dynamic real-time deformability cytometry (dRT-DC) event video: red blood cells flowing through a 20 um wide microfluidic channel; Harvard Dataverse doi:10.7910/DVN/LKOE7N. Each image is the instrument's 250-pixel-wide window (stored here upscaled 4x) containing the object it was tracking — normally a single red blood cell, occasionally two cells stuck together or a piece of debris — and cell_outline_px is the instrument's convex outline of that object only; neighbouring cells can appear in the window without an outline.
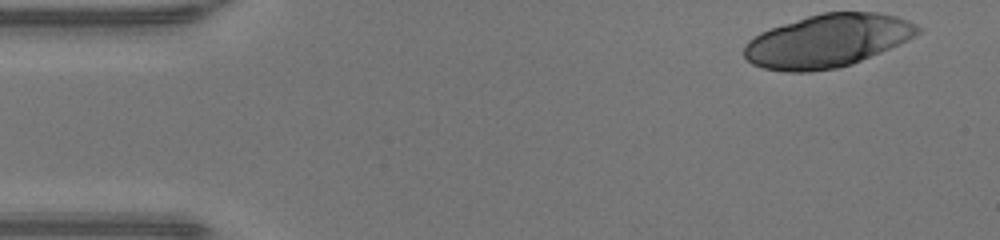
{"species": "human", "species_latin": "Homo sapiens", "temperature_condition": "warm", "stored_images_in_passage": 15, "camera_frame_rate_fps": 3000, "um_per_image_px": 0.085, "donor": {"sex": "male"}, "frame": {"image": 1, "passage_image": 1, "time_ms": 0.0, "image_size_px": [1000, 240], "cell_outline_px": [[924, 28], [920, 32], [908, 40], [852, 64], [836, 68], [808, 72], [784, 72], [764, 68], [752, 64], [744, 56], [744, 48], [748, 40], [760, 32], [808, 16], [824, 12], [880, 12], [896, 16], [908, 20]], "centroid_in_image_um": [70.35, 3.47], "position_along_channel_um": 14.7, "area_um2": 53.47}}
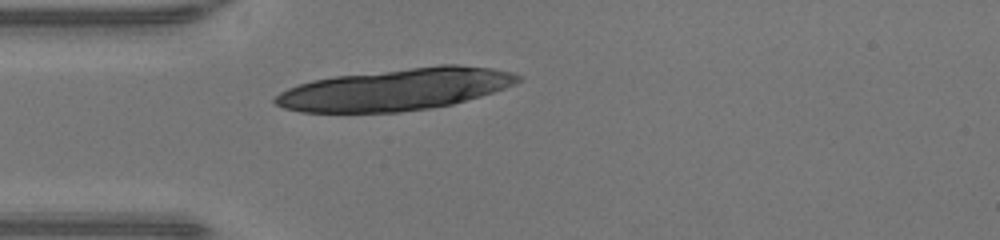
{"frame": {"image": 2, "passage_image": 11, "time_ms": 3.333, "image_size_px": [1000, 240], "cell_outline_px": [[524, 76], [516, 84], [480, 96], [452, 104], [432, 108], [400, 112], [300, 112], [284, 108], [276, 104], [272, 100], [280, 92], [288, 88], [312, 80], [332, 76], [440, 64], [456, 64], [492, 68], [512, 72]], "centroid_in_image_um": [33.65, 7.59], "position_along_channel_um": 51.4, "area_um2": 59.42}}